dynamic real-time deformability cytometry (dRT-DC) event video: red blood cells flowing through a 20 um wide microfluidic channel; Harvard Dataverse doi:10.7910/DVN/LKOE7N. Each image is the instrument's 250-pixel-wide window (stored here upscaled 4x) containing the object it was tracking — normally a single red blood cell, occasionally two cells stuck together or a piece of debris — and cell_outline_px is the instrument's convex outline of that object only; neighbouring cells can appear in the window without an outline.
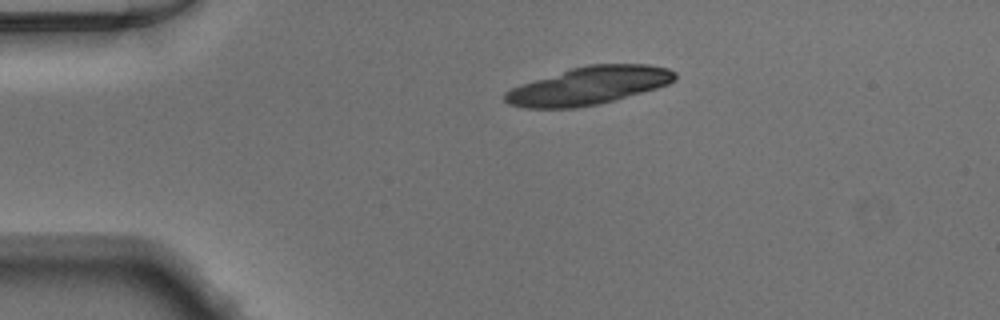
{"species": "Egyptian fruit bat (a non-hibernating species)", "species_latin": "Rousettus aegyptiacus", "temperature_condition": "warm", "stored_images_in_passage": 39, "camera_frame_rate_fps": 3000, "um_per_image_px": 0.085, "animal": {"sex": "male"}, "frame": {"image": 1, "passage_image": 1, "time_ms": 0.0, "image_size_px": [1000, 320], "cell_outline_px": [[676, 80], [668, 84], [656, 88], [600, 104], [576, 108], [524, 108], [508, 104], [504, 100], [504, 92], [512, 88], [572, 68], [588, 64], [648, 64], [668, 68], [676, 72]], "centroid_in_image_um": [50.08, 7.29], "position_along_channel_um": 34.9, "area_um2": 37.22}}